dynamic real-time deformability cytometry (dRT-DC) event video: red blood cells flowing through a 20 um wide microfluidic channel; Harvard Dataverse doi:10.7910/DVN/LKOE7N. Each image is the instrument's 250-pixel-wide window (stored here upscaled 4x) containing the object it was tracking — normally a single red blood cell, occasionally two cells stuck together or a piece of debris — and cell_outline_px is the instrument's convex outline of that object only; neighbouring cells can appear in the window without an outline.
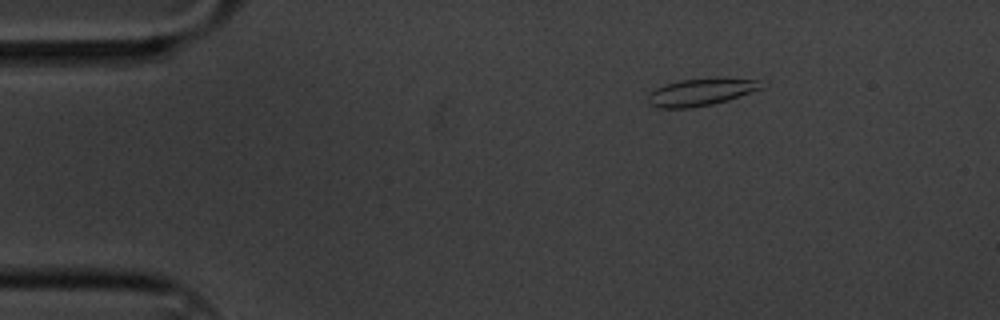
{"species": "common noctule bat (a hibernating species)", "species_latin": "Nyctalus noctula", "temperature_condition": "cold", "stored_images_in_passage": 6, "segment_of_instrument_passage": [2, 2], "camera_frame_rate_fps": 3000, "um_per_image_px": 0.085, "animal": {"sex": "male", "body_mass_g": 20.1, "forearm_length_mm": 53.5}, "frame": {"image": 1, "passage_image": 6, "time_ms": 1.667, "image_size_px": [1000, 320], "cell_outline_px": [[768, 84], [764, 88], [728, 100], [712, 104], [692, 108], [656, 108], [648, 104], [648, 96], [656, 88], [676, 80], [724, 76], [756, 80]], "centroid_in_image_um": [59.64, 7.8], "position_along_channel_um": 25.4, "area_um2": 18.61}}